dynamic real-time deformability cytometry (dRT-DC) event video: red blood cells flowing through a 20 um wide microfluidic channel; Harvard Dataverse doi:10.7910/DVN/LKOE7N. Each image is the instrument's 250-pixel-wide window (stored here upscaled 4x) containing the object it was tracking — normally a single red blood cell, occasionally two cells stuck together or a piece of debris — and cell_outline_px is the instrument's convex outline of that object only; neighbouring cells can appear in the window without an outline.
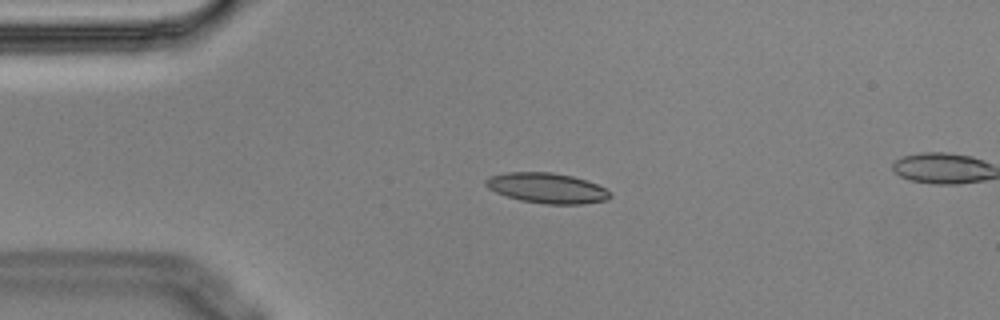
{"species": "Egyptian fruit bat (a non-hibernating species)", "species_latin": "Rousettus aegyptiacus", "temperature_condition": "cold", "stored_images_in_passage": 5, "camera_frame_rate_fps": 3000, "um_per_image_px": 0.085, "animal": {"sex": "male"}, "frame": {"image": 1, "passage_image": 4, "time_ms": 1.0, "image_size_px": [1000, 320], "cell_outline_px": [[612, 196], [608, 200], [584, 204], [544, 204], [520, 200], [496, 192], [488, 188], [484, 184], [484, 180], [488, 176], [508, 172], [552, 172], [572, 176], [588, 180], [604, 188]], "centroid_in_image_um": [46.48, 15.98], "position_along_channel_um": 38.5, "area_um2": 22.02}}